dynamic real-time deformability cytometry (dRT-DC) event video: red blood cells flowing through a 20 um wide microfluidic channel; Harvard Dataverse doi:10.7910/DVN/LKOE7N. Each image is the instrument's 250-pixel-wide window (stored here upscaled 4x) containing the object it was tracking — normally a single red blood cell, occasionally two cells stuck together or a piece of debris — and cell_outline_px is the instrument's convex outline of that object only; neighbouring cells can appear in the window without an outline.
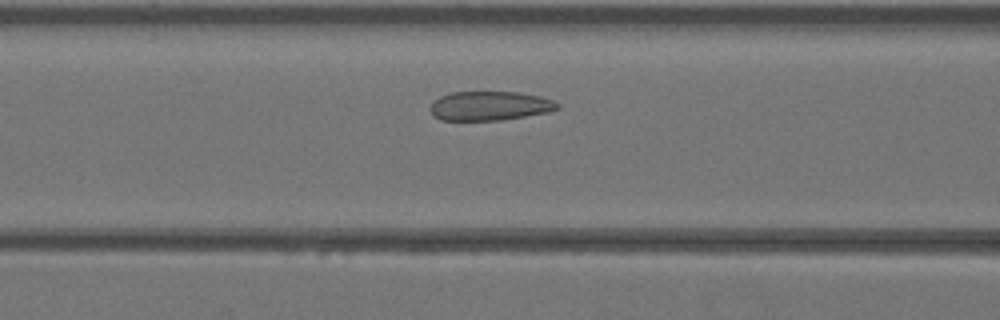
{"species": "Egyptian fruit bat (a non-hibernating species)", "species_latin": "Rousettus aegyptiacus", "temperature_condition": "warm", "stored_images_in_passage": 34, "camera_frame_rate_fps": 3000, "um_per_image_px": 0.085, "animal": {"sex": "female"}, "frame": {"image": 1, "passage_image": 9, "time_ms": 2.667, "image_size_px": [1000, 320], "cell_outline_px": [[560, 108], [548, 112], [500, 120], [440, 120], [432, 112], [432, 104], [440, 96], [452, 92], [520, 92], [540, 96], [552, 100], [560, 104]], "centroid_in_image_um": [41.68, 8.99], "position_along_channel_um": 124.9, "area_um2": 21.39}}
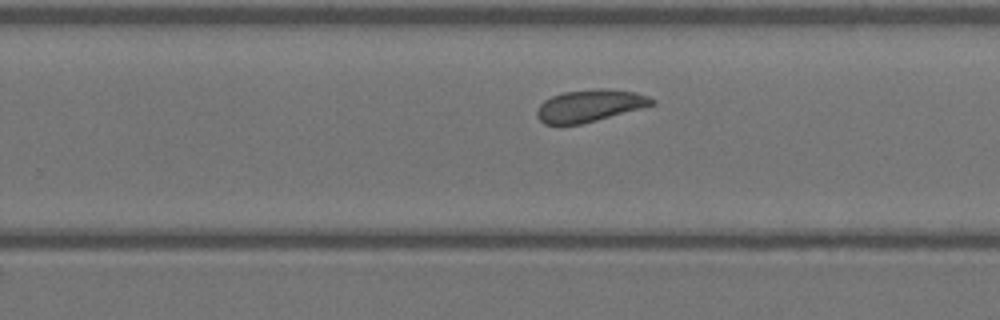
{"frame": {"image": 2, "passage_image": 19, "time_ms": 6.0, "image_size_px": [1000, 320], "cell_outline_px": [[656, 104], [596, 120], [580, 124], [544, 124], [536, 116], [536, 112], [540, 104], [544, 100], [552, 96], [564, 92], [600, 88], [604, 88], [636, 92], [648, 96], [656, 100]], "centroid_in_image_um": [50.13, 8.97], "position_along_channel_um": 279.7, "area_um2": 21.39}}
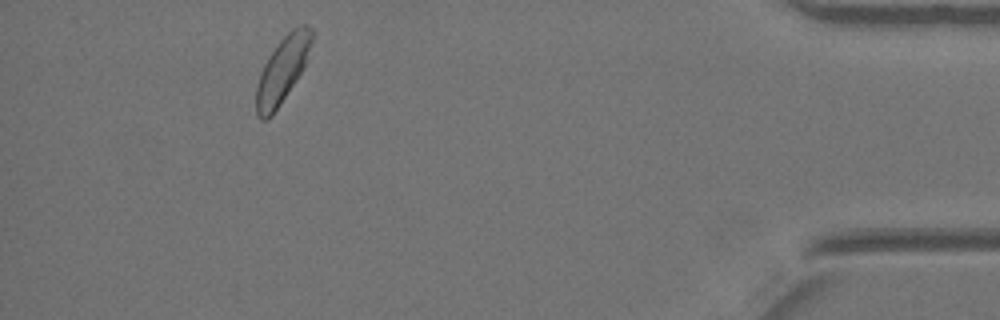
{"frame": {"image": 3, "passage_image": 31, "time_ms": 10.0, "image_size_px": [1000, 320], "cell_outline_px": [[316, 36], [304, 68], [272, 116], [268, 120], [260, 120], [256, 112], [256, 84], [260, 72], [268, 56], [280, 40], [292, 28], [300, 24], [304, 24], [312, 28], [316, 32]], "centroid_in_image_um": [24.04, 5.89], "position_along_channel_um": 411.2, "area_um2": 21.85}}